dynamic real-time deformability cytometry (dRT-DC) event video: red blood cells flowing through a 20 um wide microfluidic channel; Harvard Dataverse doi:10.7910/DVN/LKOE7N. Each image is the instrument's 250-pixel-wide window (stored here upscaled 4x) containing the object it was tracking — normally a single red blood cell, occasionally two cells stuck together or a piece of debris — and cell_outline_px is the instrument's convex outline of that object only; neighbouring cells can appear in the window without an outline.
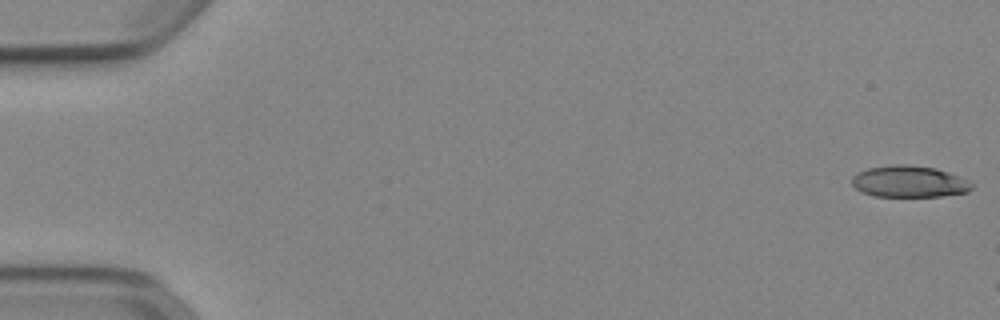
{"species": "Egyptian fruit bat (a non-hibernating species)", "species_latin": "Rousettus aegyptiacus", "temperature_condition": "cold", "stored_images_in_passage": 8, "camera_frame_rate_fps": 3000, "um_per_image_px": 0.085, "animal": {"sex": "female"}, "frame": {"image": 1, "passage_image": 1, "time_ms": 0.0, "image_size_px": [1000, 320], "cell_outline_px": [[972, 188], [968, 192], [940, 196], [876, 196], [860, 192], [852, 184], [852, 176], [856, 172], [868, 168], [896, 164], [908, 164], [936, 168], [960, 176], [972, 184]], "centroid_in_image_um": [77.25, 15.42], "position_along_channel_um": 7.7, "area_um2": 22.08}}